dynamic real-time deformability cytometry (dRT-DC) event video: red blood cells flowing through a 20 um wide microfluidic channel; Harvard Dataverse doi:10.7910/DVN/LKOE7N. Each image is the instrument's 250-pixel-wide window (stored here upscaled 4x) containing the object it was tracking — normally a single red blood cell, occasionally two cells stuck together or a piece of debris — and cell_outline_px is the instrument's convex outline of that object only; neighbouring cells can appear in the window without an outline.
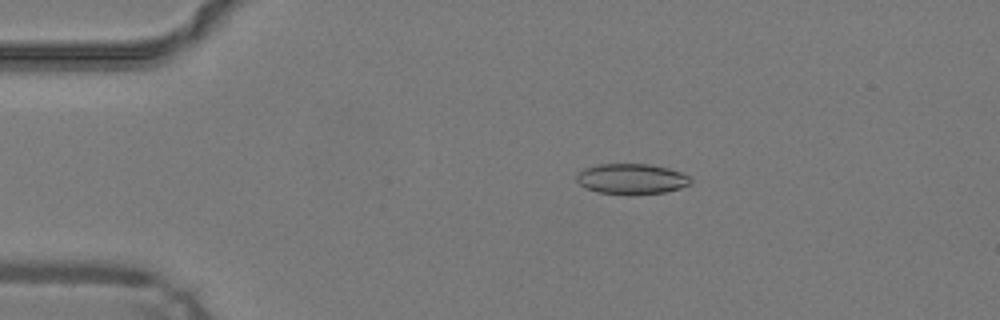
{"species": "common noctule bat (a hibernating species)", "species_latin": "Nyctalus noctula", "temperature_condition": "warm", "stored_images_in_passage": 49, "camera_frame_rate_fps": 3000, "um_per_image_px": 0.085, "animal": {"sex": "male", "body_mass_g": 19.2, "forearm_length_mm": 51.8}, "frame": {"image": 1, "passage_image": 10, "time_ms": 3.0, "image_size_px": [1000, 320], "cell_outline_px": [[692, 184], [680, 188], [664, 192], [636, 196], [628, 196], [596, 192], [584, 188], [576, 180], [576, 176], [584, 168], [596, 164], [648, 164], [668, 168], [680, 172], [688, 176], [692, 180]], "centroid_in_image_um": [53.67, 15.24], "position_along_channel_um": 31.3, "area_um2": 20.75}}
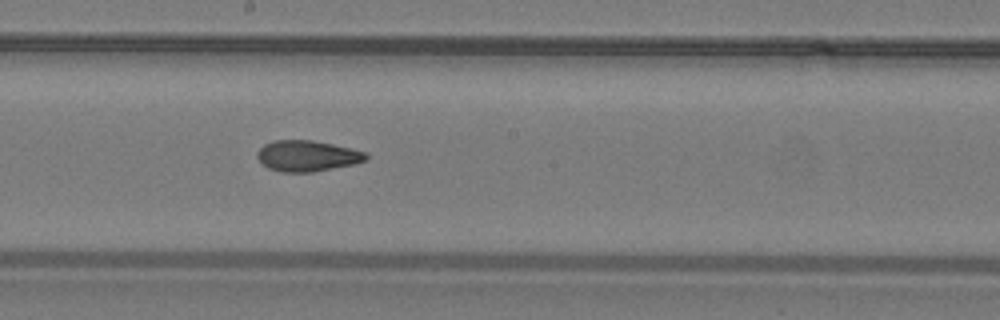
{"frame": {"image": 2, "passage_image": 27, "time_ms": 8.667, "image_size_px": [1000, 320], "cell_outline_px": [[368, 160], [352, 164], [312, 172], [280, 172], [268, 168], [256, 156], [256, 152], [264, 144], [272, 140], [312, 140], [332, 144], [368, 152]], "centroid_in_image_um": [26.11, 13.24], "position_along_channel_um": 222.1, "area_um2": 19.59}}
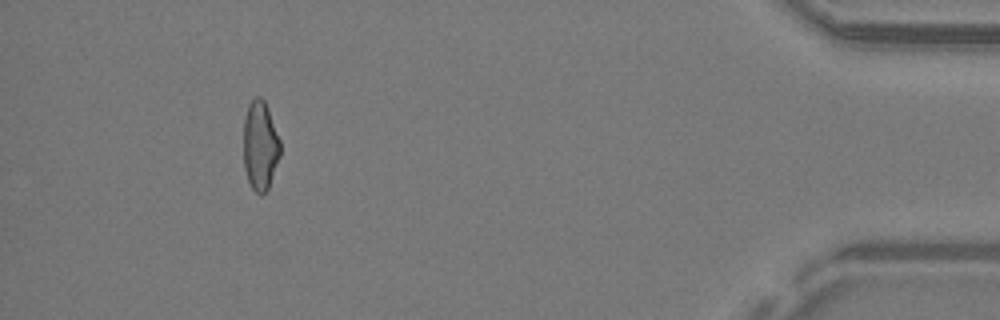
{"frame": {"image": 3, "passage_image": 45, "time_ms": 14.667, "image_size_px": [1000, 320], "cell_outline_px": [[280, 156], [268, 188], [260, 196], [252, 188], [248, 180], [244, 168], [244, 120], [248, 104], [256, 96], [260, 96], [264, 100], [268, 108], [280, 140]], "centroid_in_image_um": [22.11, 12.37], "position_along_channel_um": 413.1, "area_um2": 19.07}, "authors_computed_cell_mechanics": {"area_um2": 19.941, "velocity_mm_per_s": 4.2691, "shape_relaxation_time_tau1_ms": null, "shape_relaxation_time_tau2_ms": 2.1427, "deformation_change_tau1": null, "deformation_change_tau2": 0.094}}